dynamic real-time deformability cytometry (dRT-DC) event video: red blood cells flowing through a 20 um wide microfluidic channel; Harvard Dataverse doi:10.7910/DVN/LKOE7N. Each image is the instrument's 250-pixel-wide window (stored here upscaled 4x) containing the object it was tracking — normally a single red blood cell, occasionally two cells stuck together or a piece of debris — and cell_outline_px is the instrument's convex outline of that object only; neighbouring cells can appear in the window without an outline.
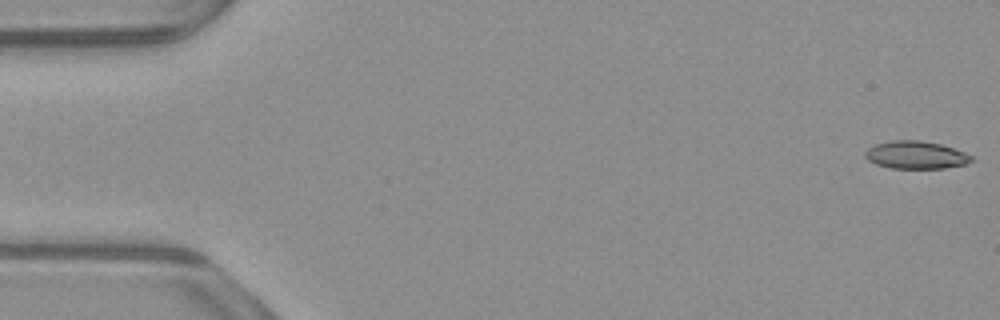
{"species": "common noctule bat (a hibernating species)", "species_latin": "Nyctalus noctula", "temperature_condition": "warm", "stored_images_in_passage": 53, "camera_frame_rate_fps": 3000, "um_per_image_px": 0.085, "animal": {"sex": "male", "body_mass_g": 23.1, "forearm_length_mm": 52.7}, "frame": {"image": 1, "passage_image": 1, "time_ms": 0.0, "image_size_px": [1000, 320], "cell_outline_px": [[976, 160], [964, 164], [944, 168], [892, 168], [876, 164], [868, 160], [864, 156], [864, 152], [868, 148], [876, 144], [892, 140], [920, 140], [940, 144], [964, 152], [972, 156]], "centroid_in_image_um": [77.84, 13.17], "position_along_channel_um": 7.2, "area_um2": 17.11}}
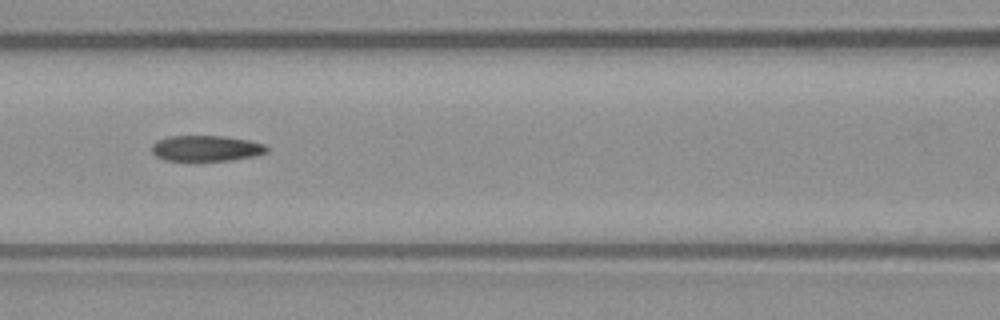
{"frame": {"image": 2, "passage_image": 23, "time_ms": 7.333, "image_size_px": [1000, 320], "cell_outline_px": [[268, 152], [256, 156], [232, 160], [164, 160], [156, 156], [152, 152], [152, 144], [156, 140], [168, 136], [224, 136], [248, 140], [264, 144], [268, 148]], "centroid_in_image_um": [17.53, 12.6], "position_along_channel_um": 149.1, "area_um2": 17.28}}
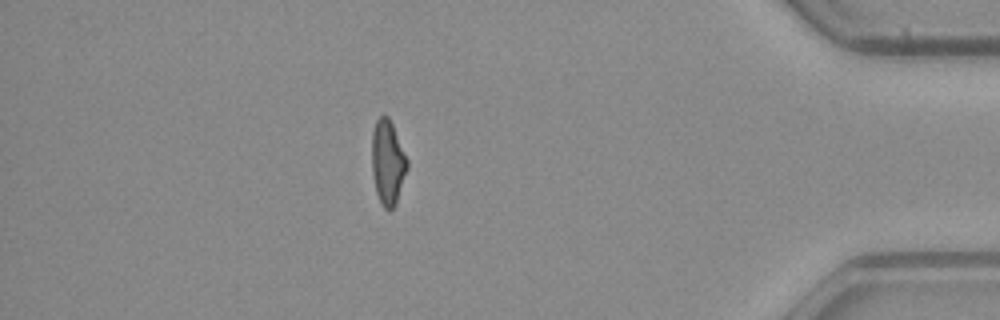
{"frame": {"image": 3, "passage_image": 46, "time_ms": 15.0, "image_size_px": [1000, 320], "cell_outline_px": [[408, 168], [396, 204], [388, 212], [380, 204], [376, 192], [372, 172], [372, 132], [376, 120], [380, 116], [388, 116], [392, 124], [408, 160]], "centroid_in_image_um": [32.95, 13.84], "position_along_channel_um": 402.2, "area_um2": 17.51}, "authors_computed_cell_mechanics": {"area_um2": 17.6868, "velocity_mm_per_s": 3.9255, "shape_relaxation_time_tau1_ms": 7.0528, "shape_relaxation_time_tau2_ms": 3.3876, "deformation_change_tau1": 0.2013, "deformation_change_tau2": 0.1278}}